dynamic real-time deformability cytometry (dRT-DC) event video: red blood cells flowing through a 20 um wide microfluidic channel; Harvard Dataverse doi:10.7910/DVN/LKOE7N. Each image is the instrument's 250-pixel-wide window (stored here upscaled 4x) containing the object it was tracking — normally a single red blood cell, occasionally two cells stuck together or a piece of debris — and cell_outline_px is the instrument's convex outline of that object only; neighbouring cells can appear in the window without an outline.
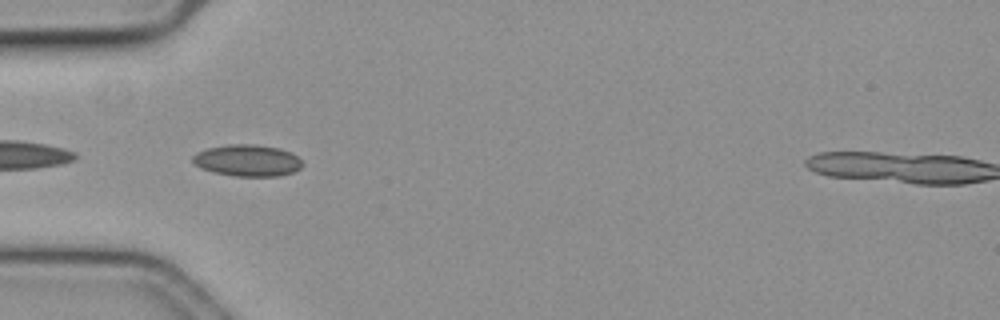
{"species": "common noctule bat (a hibernating species)", "species_latin": "Nyctalus noctula", "temperature_condition": "cold", "stored_images_in_passage": 52, "camera_frame_rate_fps": 3000, "um_per_image_px": 0.085, "animal": {"sex": "female", "body_mass_g": 19.3, "forearm_length_mm": 54.1}, "frame": {"image": 1, "passage_image": 12, "time_ms": 3.667, "image_size_px": [1000, 320], "cell_outline_px": [[304, 164], [300, 168], [292, 172], [280, 176], [232, 176], [212, 172], [200, 168], [192, 160], [192, 156], [196, 152], [208, 148], [228, 144], [252, 144], [280, 148], [292, 152]], "centroid_in_image_um": [21.02, 13.64], "position_along_channel_um": 64.0, "area_um2": 20.35}}
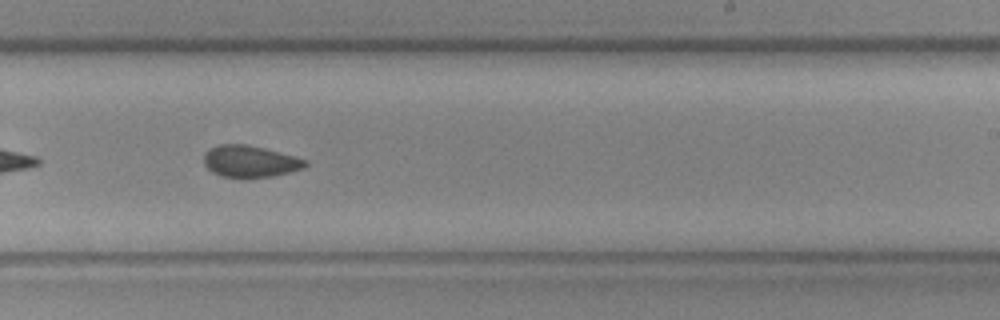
{"frame": {"image": 2, "passage_image": 29, "time_ms": 9.333, "image_size_px": [1000, 320], "cell_outline_px": [[308, 164], [304, 168], [272, 176], [220, 176], [212, 172], [204, 164], [204, 152], [220, 144], [248, 144], [264, 148], [308, 160]], "centroid_in_image_um": [21.25, 13.69], "position_along_channel_um": 267.7, "area_um2": 18.38}}
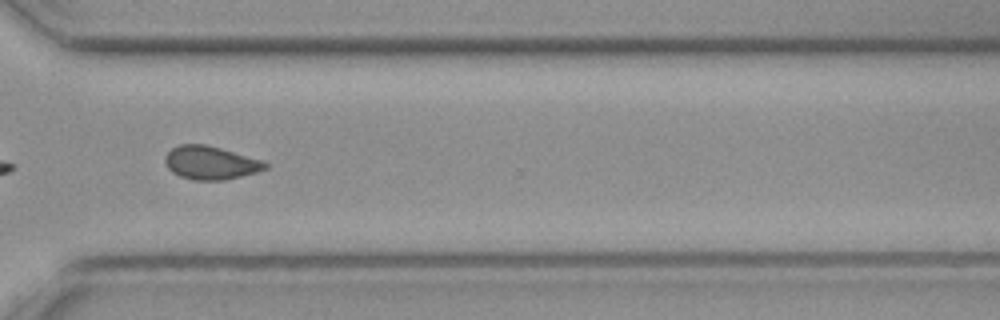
{"frame": {"image": 3, "passage_image": 36, "time_ms": 11.667, "image_size_px": [1000, 320], "cell_outline_px": [[268, 168], [256, 172], [224, 180], [192, 180], [180, 176], [172, 172], [168, 168], [164, 160], [164, 156], [172, 148], [180, 144], [204, 144], [220, 148], [264, 160], [268, 164]], "centroid_in_image_um": [17.9, 13.83], "position_along_channel_um": 352.7, "area_um2": 19.48}, "authors_computed_cell_mechanics": {"area_um2": 19.4208, "velocity_mm_per_s": 3.6312, "shape_relaxation_time_tau1_ms": null, "shape_relaxation_time_tau2_ms": 2.4289, "deformation_change_tau1": null, "deformation_change_tau2": 0.0792}}